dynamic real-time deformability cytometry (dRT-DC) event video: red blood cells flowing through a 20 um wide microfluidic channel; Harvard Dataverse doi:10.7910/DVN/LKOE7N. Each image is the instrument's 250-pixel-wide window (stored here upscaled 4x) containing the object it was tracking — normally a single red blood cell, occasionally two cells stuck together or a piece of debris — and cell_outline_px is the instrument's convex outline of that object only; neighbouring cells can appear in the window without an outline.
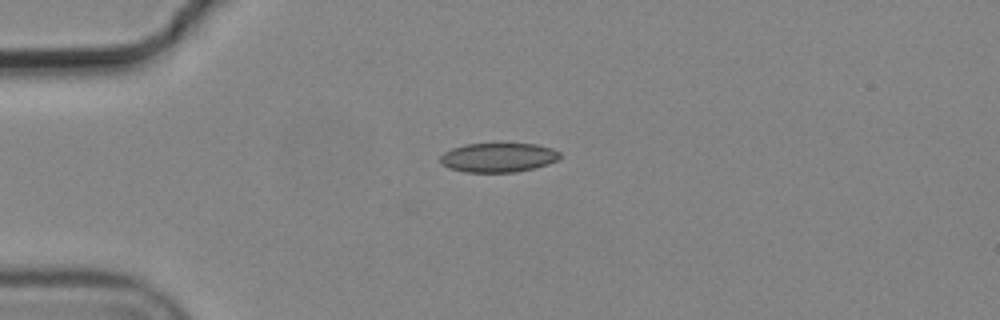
{"species": "common noctule bat (a hibernating species)", "species_latin": "Nyctalus noctula", "temperature_condition": "cold", "stored_images_in_passage": 1, "camera_frame_rate_fps": 3000, "um_per_image_px": 0.085, "animal": {"sex": "male", "body_mass_g": 19.2, "forearm_length_mm": 51.8}, "frame": {"image": 1, "passage_image": 1, "time_ms": 0.0, "image_size_px": [1000, 320], "cell_outline_px": [[560, 156], [556, 160], [548, 164], [516, 172], [464, 172], [448, 168], [440, 164], [440, 156], [444, 152], [452, 148], [464, 144], [500, 140], [536, 144], [552, 148], [560, 152]], "centroid_in_image_um": [42.32, 13.33], "position_along_channel_um": 42.7, "area_um2": 21.44}}